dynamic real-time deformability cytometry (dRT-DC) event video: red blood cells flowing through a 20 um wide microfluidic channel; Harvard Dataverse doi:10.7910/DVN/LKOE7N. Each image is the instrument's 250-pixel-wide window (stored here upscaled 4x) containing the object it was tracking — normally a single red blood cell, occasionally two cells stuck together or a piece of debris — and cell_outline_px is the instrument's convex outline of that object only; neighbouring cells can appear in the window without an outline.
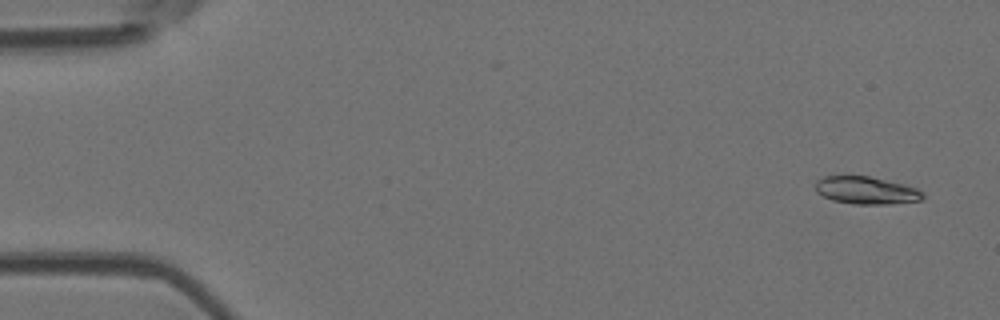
{"species": "Egyptian fruit bat (a non-hibernating species)", "species_latin": "Rousettus aegyptiacus", "temperature_condition": "room temperature", "stored_images_in_passage": 4, "camera_frame_rate_fps": 3000, "um_per_image_px": 0.085, "animal": {"sex": "female"}, "frame": {"image": 1, "passage_image": 1, "time_ms": 0.0, "image_size_px": [1000, 320], "cell_outline_px": [[924, 196], [920, 200], [888, 204], [852, 204], [832, 200], [816, 192], [816, 180], [824, 176], [868, 176], [904, 184], [916, 188], [924, 192]], "centroid_in_image_um": [73.62, 16.18], "position_along_channel_um": 11.4, "area_um2": 17.17}}
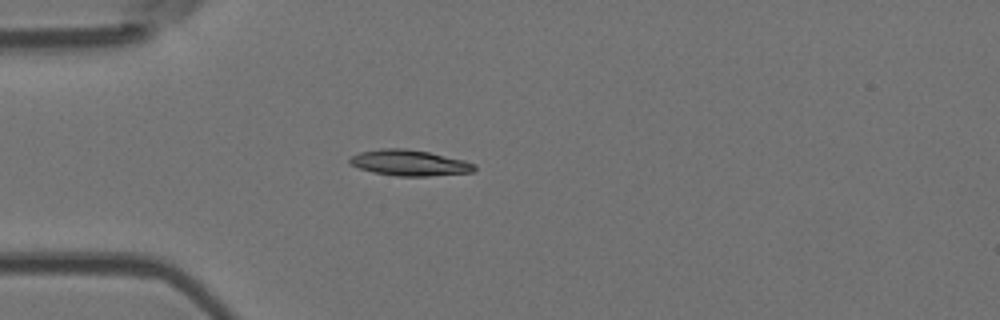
{"frame": {"image": 2, "passage_image": 4, "time_ms": 4.0, "image_size_px": [1000, 320], "cell_outline_px": [[476, 168], [472, 172], [428, 176], [396, 176], [372, 172], [348, 164], [348, 160], [352, 156], [360, 152], [380, 148], [404, 148], [428, 152], [464, 160], [476, 164]], "centroid_in_image_um": [34.78, 13.84], "position_along_channel_um": 50.2, "area_um2": 18.79}}